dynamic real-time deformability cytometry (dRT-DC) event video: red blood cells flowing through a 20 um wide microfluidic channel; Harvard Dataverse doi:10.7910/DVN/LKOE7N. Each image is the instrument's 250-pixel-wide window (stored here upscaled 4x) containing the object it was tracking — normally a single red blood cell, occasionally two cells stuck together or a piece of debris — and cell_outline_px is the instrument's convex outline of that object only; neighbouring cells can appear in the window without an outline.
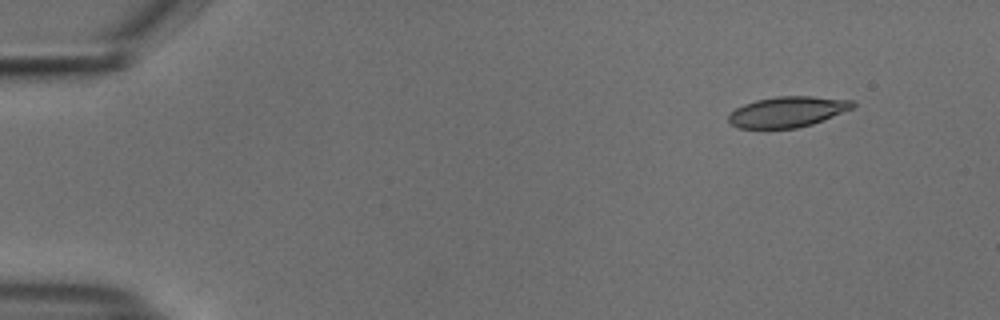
{"species": "common noctule bat (a hibernating species)", "species_latin": "Nyctalus noctula", "temperature_condition": "cold", "stored_images_in_passage": 9, "camera_frame_rate_fps": 3000, "um_per_image_px": 0.085, "animal": {"sex": "male", "body_mass_g": 18.8}, "frame": {"image": 1, "passage_image": 1, "time_ms": 0.0, "image_size_px": [1000, 320], "cell_outline_px": [[856, 104], [852, 108], [824, 120], [812, 124], [796, 128], [740, 128], [732, 124], [728, 120], [728, 116], [736, 108], [744, 104], [756, 100], [776, 96], [812, 96], [852, 100]], "centroid_in_image_um": [66.95, 9.5], "position_along_channel_um": 18.1, "area_um2": 22.02}}